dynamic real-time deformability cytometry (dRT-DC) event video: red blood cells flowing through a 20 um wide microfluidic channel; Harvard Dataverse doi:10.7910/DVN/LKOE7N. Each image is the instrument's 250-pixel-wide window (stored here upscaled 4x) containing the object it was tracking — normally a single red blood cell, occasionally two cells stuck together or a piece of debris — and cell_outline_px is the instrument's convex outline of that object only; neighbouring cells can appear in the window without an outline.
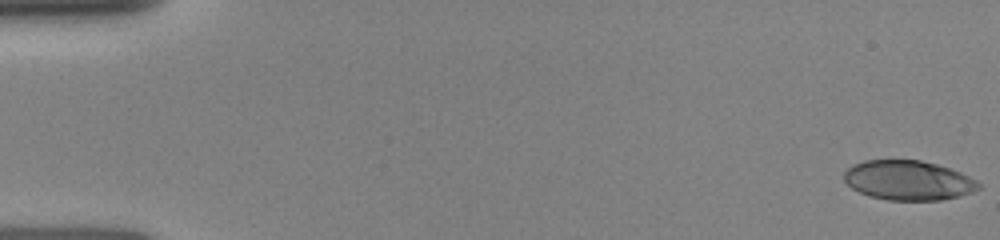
{"species": "human", "species_latin": "Homo sapiens", "temperature_condition": "room temperature", "stored_images_in_passage": 21, "camera_frame_rate_fps": 3000, "um_per_image_px": 0.085, "donor": {"sex": "female"}, "frame": {"image": 1, "passage_image": 1, "time_ms": 0.0, "image_size_px": [1000, 240], "cell_outline_px": [[980, 188], [972, 192], [960, 196], [940, 200], [888, 200], [868, 196], [852, 188], [844, 180], [844, 172], [848, 168], [864, 160], [920, 160], [936, 164], [960, 172], [976, 180], [980, 184]], "centroid_in_image_um": [77.2, 15.33], "position_along_channel_um": 7.8, "area_um2": 30.92}}
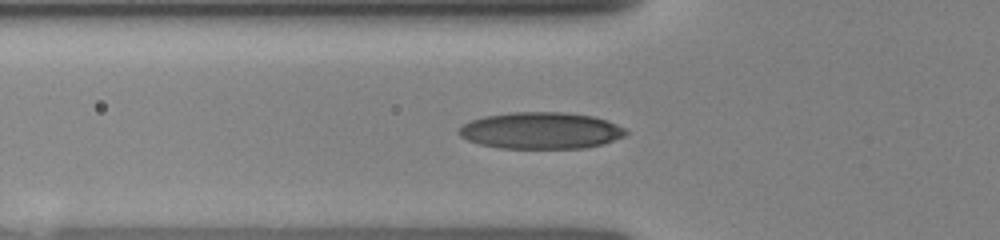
{"frame": {"image": 2, "passage_image": 19, "time_ms": 5.333, "image_size_px": [1000, 240], "cell_outline_px": [[628, 132], [624, 136], [600, 144], [584, 148], [500, 148], [480, 144], [468, 140], [460, 136], [456, 132], [464, 124], [472, 120], [484, 116], [508, 112], [564, 112], [592, 116], [616, 124], [624, 128]], "centroid_in_image_um": [45.93, 11.09], "position_along_channel_um": 79.9, "area_um2": 35.43}}
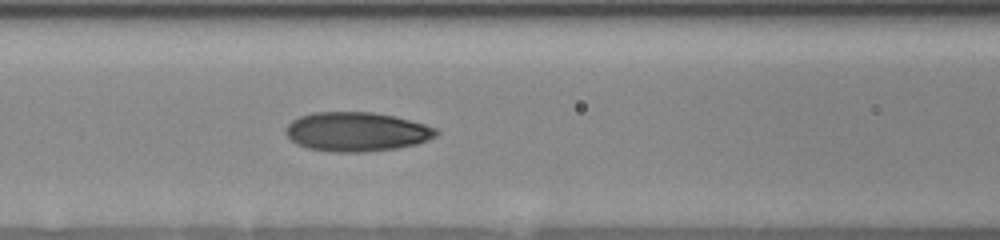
{"frame": {"image": 3, "passage_image": 21, "time_ms": 6.667, "image_size_px": [1000, 240], "cell_outline_px": [[440, 132], [436, 136], [428, 140], [416, 144], [396, 148], [364, 152], [328, 152], [308, 148], [296, 144], [284, 132], [288, 124], [292, 120], [300, 116], [312, 112], [372, 112], [392, 116], [424, 124], [436, 128]], "centroid_in_image_um": [30.29, 11.2], "position_along_channel_um": 136.3, "area_um2": 34.39}}